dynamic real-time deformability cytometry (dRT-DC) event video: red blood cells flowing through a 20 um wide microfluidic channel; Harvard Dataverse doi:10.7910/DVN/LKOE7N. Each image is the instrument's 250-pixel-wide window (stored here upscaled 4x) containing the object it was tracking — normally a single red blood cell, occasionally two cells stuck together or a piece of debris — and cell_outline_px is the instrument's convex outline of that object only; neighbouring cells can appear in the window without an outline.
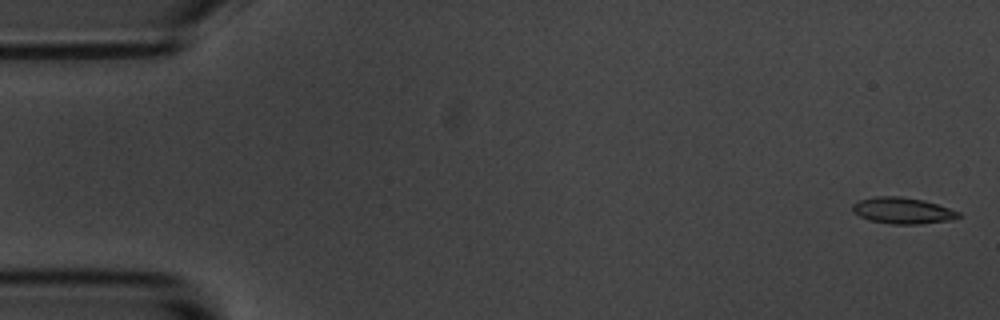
{"species": "common noctule bat (a hibernating species)", "species_latin": "Nyctalus noctula", "temperature_condition": "room temperature", "stored_images_in_passage": 5, "camera_frame_rate_fps": 3000, "um_per_image_px": 0.085, "animal": {"sex": "male", "body_mass_g": 20.1, "forearm_length_mm": 53.5}, "frame": {"image": 1, "passage_image": 1, "time_ms": 0.0, "image_size_px": [1000, 320], "cell_outline_px": [[960, 216], [952, 220], [920, 224], [892, 224], [868, 220], [852, 212], [852, 204], [860, 200], [876, 196], [900, 196], [924, 200], [960, 212]], "centroid_in_image_um": [76.7, 17.9], "position_along_channel_um": 8.3, "area_um2": 16.24}}
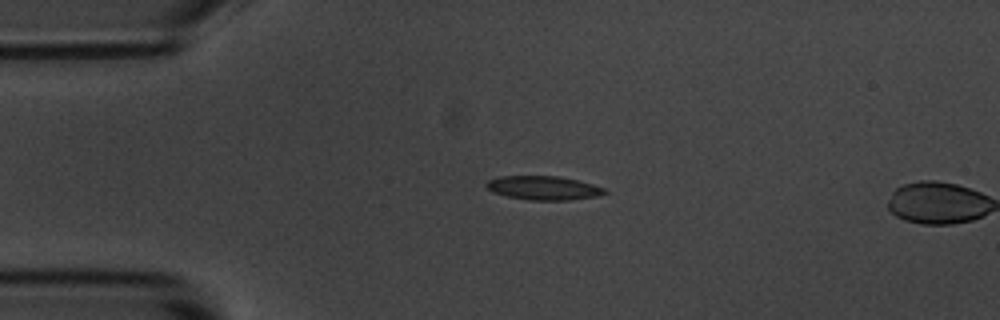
{"frame": {"image": 2, "passage_image": 4, "time_ms": 1.0, "image_size_px": [1000, 320], "cell_outline_px": [[608, 192], [596, 196], [572, 200], [528, 200], [508, 196], [492, 192], [484, 184], [488, 180], [500, 176], [560, 176], [592, 184], [604, 188]], "centroid_in_image_um": [46.18, 15.97], "position_along_channel_um": 38.8, "area_um2": 16.42}}